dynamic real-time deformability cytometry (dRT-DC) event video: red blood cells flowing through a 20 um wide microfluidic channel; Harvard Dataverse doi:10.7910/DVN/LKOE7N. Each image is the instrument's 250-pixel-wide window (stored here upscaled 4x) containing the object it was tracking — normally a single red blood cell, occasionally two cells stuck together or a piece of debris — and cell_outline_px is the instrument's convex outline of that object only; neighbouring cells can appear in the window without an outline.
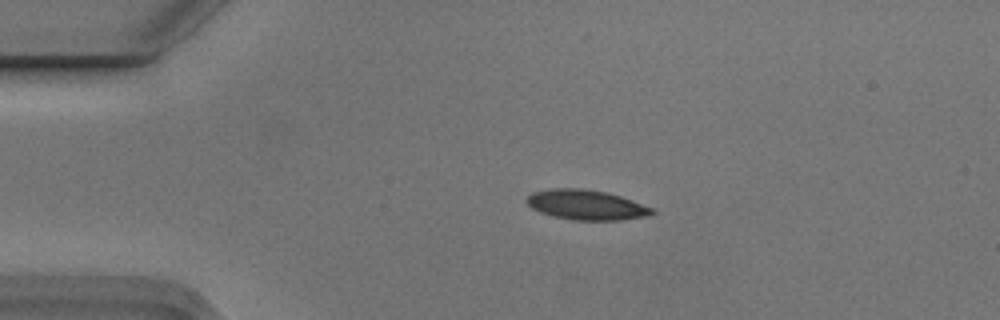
{"species": "Egyptian fruit bat (a non-hibernating species)", "species_latin": "Rousettus aegyptiacus", "temperature_condition": "cold", "stored_images_in_passage": 4, "camera_frame_rate_fps": 3000, "um_per_image_px": 0.085, "animal": {"sex": "male"}, "frame": {"image": 1, "passage_image": 3, "time_ms": 0.667, "image_size_px": [1000, 320], "cell_outline_px": [[656, 212], [652, 216], [620, 220], [572, 220], [552, 216], [540, 212], [532, 208], [524, 200], [532, 192], [552, 188], [580, 188], [608, 192], [656, 208]], "centroid_in_image_um": [49.88, 17.42], "position_along_channel_um": 35.1, "area_um2": 22.25}}